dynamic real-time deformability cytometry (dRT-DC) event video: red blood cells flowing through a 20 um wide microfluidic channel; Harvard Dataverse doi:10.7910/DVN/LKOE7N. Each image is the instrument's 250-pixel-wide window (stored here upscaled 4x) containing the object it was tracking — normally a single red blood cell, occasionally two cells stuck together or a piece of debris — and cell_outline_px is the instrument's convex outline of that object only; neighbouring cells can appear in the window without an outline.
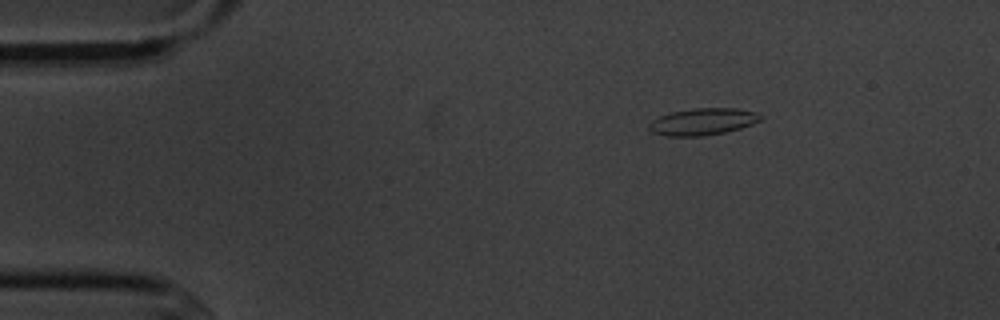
{"species": "common noctule bat (a hibernating species)", "species_latin": "Nyctalus noctula", "temperature_condition": "cold", "stored_images_in_passage": 3, "camera_frame_rate_fps": 3000, "um_per_image_px": 0.085, "animal": {"sex": "male", "body_mass_g": 20.1, "forearm_length_mm": 53.5}, "frame": {"image": 1, "passage_image": 1, "time_ms": 0.0, "image_size_px": [1000, 320], "cell_outline_px": [[764, 116], [760, 120], [752, 124], [740, 128], [724, 132], [704, 136], [664, 136], [652, 132], [648, 128], [648, 124], [652, 120], [660, 116], [672, 112], [692, 108], [736, 108], [756, 112]], "centroid_in_image_um": [59.72, 10.34], "position_along_channel_um": 25.3, "area_um2": 17.51}}